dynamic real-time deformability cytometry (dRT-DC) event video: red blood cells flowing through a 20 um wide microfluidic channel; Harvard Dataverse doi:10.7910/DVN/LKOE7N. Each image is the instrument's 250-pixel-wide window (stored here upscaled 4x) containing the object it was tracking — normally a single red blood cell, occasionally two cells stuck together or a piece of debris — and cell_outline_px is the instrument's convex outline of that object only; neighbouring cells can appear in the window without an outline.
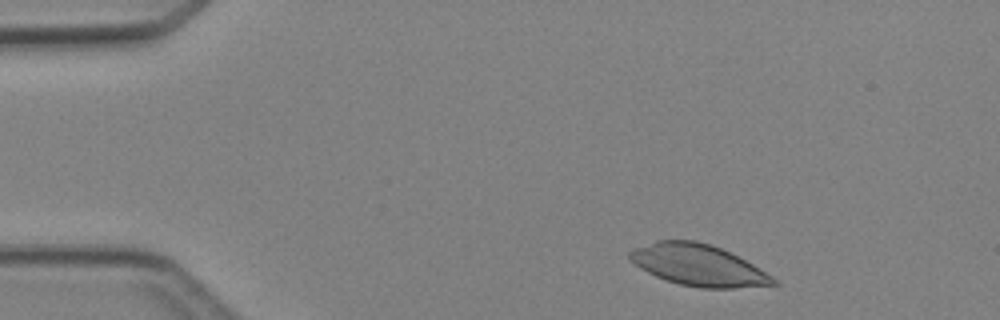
{"species": "Egyptian fruit bat (a non-hibernating species)", "species_latin": "Rousettus aegyptiacus", "temperature_condition": "cold", "stored_images_in_passage": 4, "camera_frame_rate_fps": 3000, "um_per_image_px": 0.085, "animal": {"sex": "female"}, "frame": {"image": 1, "passage_image": 1, "time_ms": 0.0, "image_size_px": [1000, 320], "cell_outline_px": [[780, 284], [736, 288], [700, 288], [680, 284], [656, 276], [640, 268], [628, 256], [628, 252], [636, 248], [656, 240], [696, 240], [712, 244], [752, 264], [772, 276]], "centroid_in_image_um": [59.36, 22.53], "position_along_channel_um": 25.6, "area_um2": 34.22}}